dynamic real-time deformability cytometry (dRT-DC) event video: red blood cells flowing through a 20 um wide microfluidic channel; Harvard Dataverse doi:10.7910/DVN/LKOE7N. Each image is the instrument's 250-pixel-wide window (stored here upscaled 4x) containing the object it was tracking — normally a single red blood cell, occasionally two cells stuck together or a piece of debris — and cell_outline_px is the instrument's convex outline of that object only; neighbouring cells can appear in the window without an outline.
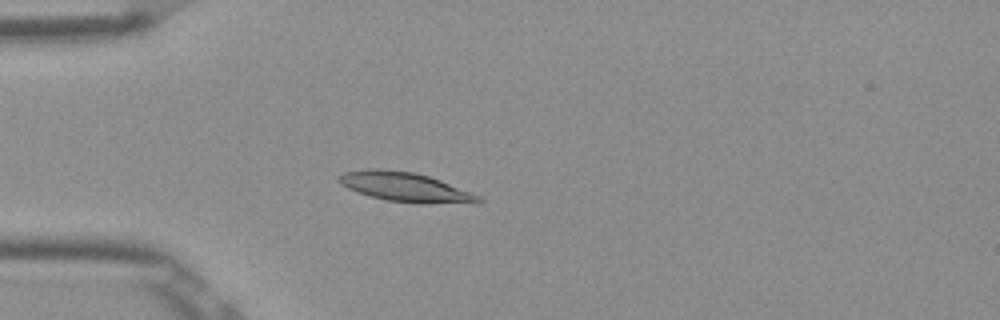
{"species": "Egyptian fruit bat (a non-hibernating species)", "species_latin": "Rousettus aegyptiacus", "temperature_condition": "room temperature", "stored_images_in_passage": 53, "camera_frame_rate_fps": 3000, "um_per_image_px": 0.085, "frame": {"image": 1, "passage_image": 15, "time_ms": 4.667, "image_size_px": [1000, 320], "cell_outline_px": [[484, 200], [476, 204], [420, 204], [388, 200], [356, 192], [340, 184], [336, 180], [336, 176], [344, 172], [372, 168], [380, 168], [412, 172], [428, 176], [440, 180], [472, 192], [480, 196]], "centroid_in_image_um": [34.49, 15.91], "position_along_channel_um": 50.5, "area_um2": 24.28}}
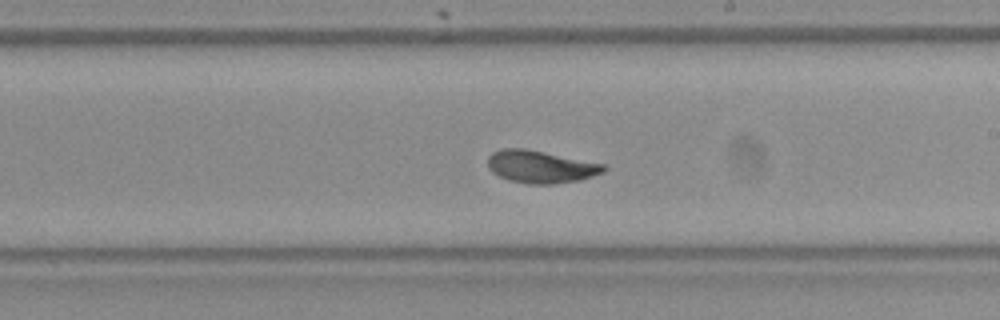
{"frame": {"image": 2, "passage_image": 31, "time_ms": 10.0, "image_size_px": [1000, 320], "cell_outline_px": [[608, 168], [604, 172], [580, 180], [552, 184], [528, 184], [508, 180], [492, 172], [488, 168], [488, 156], [492, 152], [500, 148], [524, 148], [604, 164]], "centroid_in_image_um": [45.93, 14.17], "position_along_channel_um": 243.1, "area_um2": 21.96}}
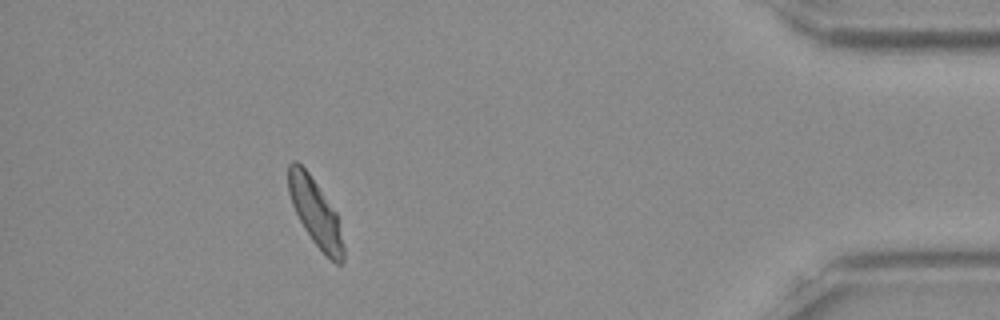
{"frame": {"image": 3, "passage_image": 48, "time_ms": 15.667, "image_size_px": [1000, 320], "cell_outline_px": [[344, 260], [340, 264], [336, 264], [312, 240], [304, 228], [292, 204], [288, 192], [288, 164], [292, 160], [296, 160], [308, 172], [336, 212], [344, 248]], "centroid_in_image_um": [26.79, 18.04], "position_along_channel_um": 408.4, "area_um2": 21.04}, "authors_computed_cell_mechanics": {"area_um2": 22.0218, "velocity_mm_per_s": 3.8488, "shape_relaxation_time_tau1_ms": 3.1439, "shape_relaxation_time_tau2_ms": 1.1928, "deformation_change_tau1": 0.1277, "deformation_change_tau2": 0.0498}}